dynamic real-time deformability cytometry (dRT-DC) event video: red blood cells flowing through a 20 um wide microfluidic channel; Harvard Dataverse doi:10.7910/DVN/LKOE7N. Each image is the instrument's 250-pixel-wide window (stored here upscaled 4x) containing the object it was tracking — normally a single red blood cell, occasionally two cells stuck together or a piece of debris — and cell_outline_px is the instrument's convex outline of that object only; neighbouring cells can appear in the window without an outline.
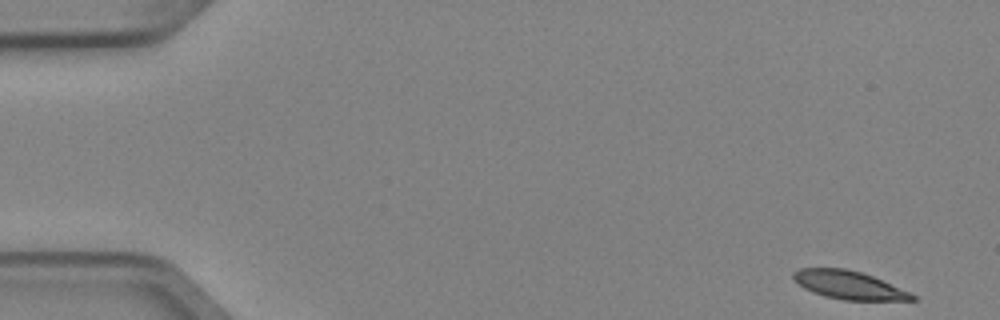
{"species": "Egyptian fruit bat (a non-hibernating species)", "species_latin": "Rousettus aegyptiacus", "temperature_condition": "cold", "stored_images_in_passage": 4, "camera_frame_rate_fps": 3000, "um_per_image_px": 0.085, "animal": {"sex": "female"}, "frame": {"image": 1, "passage_image": 1, "time_ms": 0.0, "image_size_px": [1000, 320], "cell_outline_px": [[916, 300], [844, 300], [824, 296], [812, 292], [804, 288], [792, 280], [792, 272], [800, 268], [844, 268], [860, 272], [872, 276], [908, 292], [916, 296]], "centroid_in_image_um": [72.07, 24.22], "position_along_channel_um": 12.9, "area_um2": 19.36}}
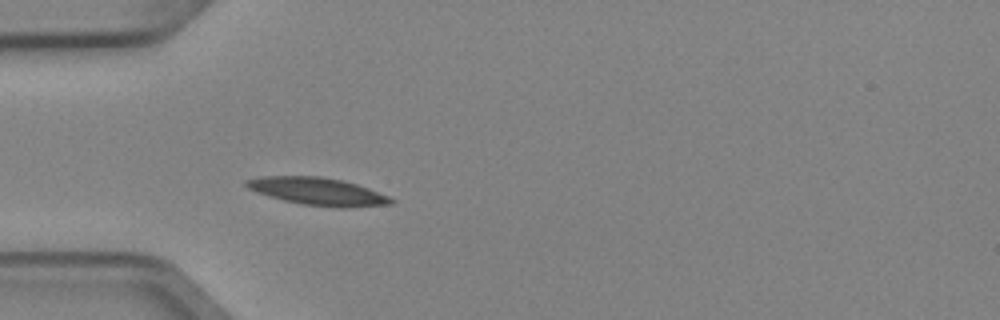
{"frame": {"image": 2, "passage_image": 4, "time_ms": 1.0, "image_size_px": [1000, 320], "cell_outline_px": [[396, 200], [392, 204], [348, 208], [340, 208], [304, 204], [284, 200], [248, 188], [244, 184], [244, 180], [264, 176], [320, 176], [344, 180], [368, 188], [388, 196]], "centroid_in_image_um": [27.07, 16.27], "position_along_channel_um": 57.9, "area_um2": 23.06}}